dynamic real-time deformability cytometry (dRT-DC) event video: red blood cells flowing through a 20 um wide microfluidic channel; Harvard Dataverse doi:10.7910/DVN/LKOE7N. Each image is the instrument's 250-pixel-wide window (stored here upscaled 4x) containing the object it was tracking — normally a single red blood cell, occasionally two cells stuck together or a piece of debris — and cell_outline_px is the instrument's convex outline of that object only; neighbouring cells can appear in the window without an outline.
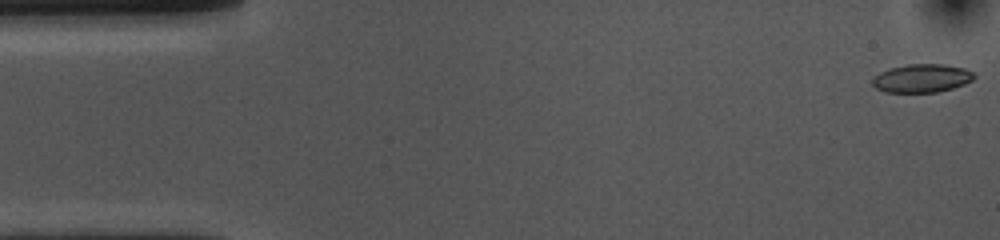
{"species": "common noctule bat (a hibernating species)", "species_latin": "Nyctalus noctula", "temperature_condition": "cold", "stored_images_in_passage": 19, "camera_frame_rate_fps": 3000, "um_per_image_px": 0.085, "animal": {"sex": "female", "body_mass_g": 10.0, "forearm_length_mm": 53.1}, "frame": {"image": 1, "passage_image": 1, "time_ms": 0.0, "image_size_px": [1000, 240], "cell_outline_px": [[976, 76], [972, 80], [964, 84], [952, 88], [936, 92], [884, 92], [876, 88], [872, 84], [872, 80], [880, 72], [888, 68], [908, 64], [944, 64], [964, 68], [972, 72]], "centroid_in_image_um": [78.34, 6.64], "position_along_channel_um": 6.7, "area_um2": 16.76}}
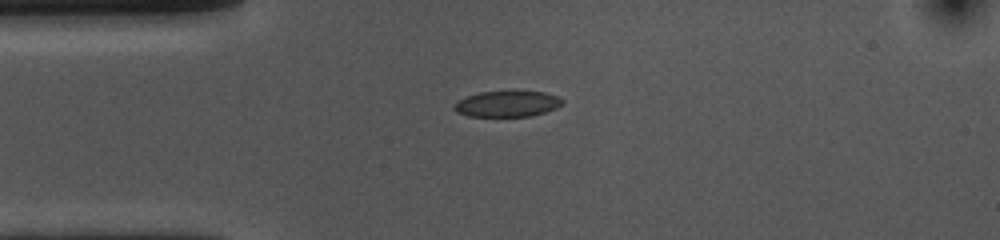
{"frame": {"image": 2, "passage_image": 12, "time_ms": 3.667, "image_size_px": [1000, 240], "cell_outline_px": [[564, 104], [556, 108], [532, 116], [468, 116], [456, 112], [452, 108], [460, 100], [468, 96], [480, 92], [544, 92], [556, 96], [564, 100]], "centroid_in_image_um": [43.14, 8.84], "position_along_channel_um": 41.9, "area_um2": 16.07}}
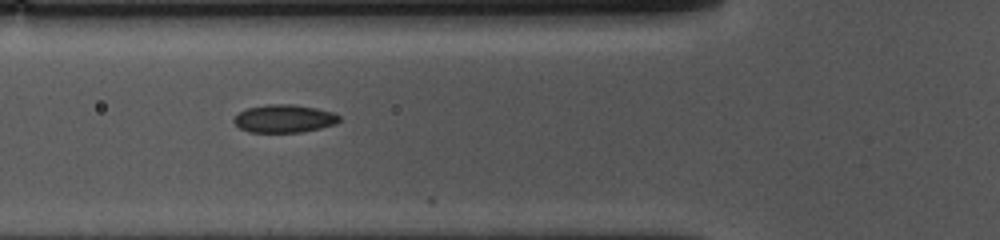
{"frame": {"image": 3, "passage_image": 18, "time_ms": 5.667, "image_size_px": [1000, 240], "cell_outline_px": [[340, 120], [336, 124], [320, 128], [300, 132], [248, 132], [240, 128], [232, 120], [240, 112], [248, 108], [268, 104], [292, 104], [316, 108], [332, 112], [340, 116]], "centroid_in_image_um": [24.16, 10.08], "position_along_channel_um": 101.6, "area_um2": 17.05}}